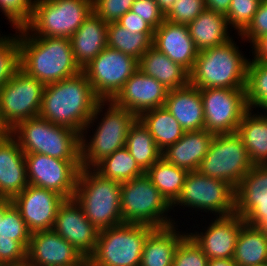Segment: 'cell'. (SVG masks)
I'll return each instance as SVG.
<instances>
[{"instance_id":"cell-30","label":"cell","mask_w":267,"mask_h":266,"mask_svg":"<svg viewBox=\"0 0 267 266\" xmlns=\"http://www.w3.org/2000/svg\"><path fill=\"white\" fill-rule=\"evenodd\" d=\"M235 190V214L241 218L254 206L267 205V164L254 165Z\"/></svg>"},{"instance_id":"cell-60","label":"cell","mask_w":267,"mask_h":266,"mask_svg":"<svg viewBox=\"0 0 267 266\" xmlns=\"http://www.w3.org/2000/svg\"><path fill=\"white\" fill-rule=\"evenodd\" d=\"M265 111V112H264ZM262 112H264L265 114H267L266 112H267V107L262 111Z\"/></svg>"},{"instance_id":"cell-23","label":"cell","mask_w":267,"mask_h":266,"mask_svg":"<svg viewBox=\"0 0 267 266\" xmlns=\"http://www.w3.org/2000/svg\"><path fill=\"white\" fill-rule=\"evenodd\" d=\"M164 107L179 122L185 132L205 129L200 89L190 83L181 88L168 90Z\"/></svg>"},{"instance_id":"cell-47","label":"cell","mask_w":267,"mask_h":266,"mask_svg":"<svg viewBox=\"0 0 267 266\" xmlns=\"http://www.w3.org/2000/svg\"><path fill=\"white\" fill-rule=\"evenodd\" d=\"M131 11L144 19L154 29H157L165 20V16L155 0H135Z\"/></svg>"},{"instance_id":"cell-13","label":"cell","mask_w":267,"mask_h":266,"mask_svg":"<svg viewBox=\"0 0 267 266\" xmlns=\"http://www.w3.org/2000/svg\"><path fill=\"white\" fill-rule=\"evenodd\" d=\"M44 87L20 69L0 89V114L10 130L23 120L39 116Z\"/></svg>"},{"instance_id":"cell-40","label":"cell","mask_w":267,"mask_h":266,"mask_svg":"<svg viewBox=\"0 0 267 266\" xmlns=\"http://www.w3.org/2000/svg\"><path fill=\"white\" fill-rule=\"evenodd\" d=\"M262 0H232L225 15L229 26L240 35L250 24Z\"/></svg>"},{"instance_id":"cell-32","label":"cell","mask_w":267,"mask_h":266,"mask_svg":"<svg viewBox=\"0 0 267 266\" xmlns=\"http://www.w3.org/2000/svg\"><path fill=\"white\" fill-rule=\"evenodd\" d=\"M138 119L148 129L161 151L176 143L185 133L179 122L164 106L146 111Z\"/></svg>"},{"instance_id":"cell-11","label":"cell","mask_w":267,"mask_h":266,"mask_svg":"<svg viewBox=\"0 0 267 266\" xmlns=\"http://www.w3.org/2000/svg\"><path fill=\"white\" fill-rule=\"evenodd\" d=\"M235 192L228 182L207 177L197 170L188 171L181 193L171 205V210L179 205L184 209L210 211L216 217L230 216L235 214Z\"/></svg>"},{"instance_id":"cell-24","label":"cell","mask_w":267,"mask_h":266,"mask_svg":"<svg viewBox=\"0 0 267 266\" xmlns=\"http://www.w3.org/2000/svg\"><path fill=\"white\" fill-rule=\"evenodd\" d=\"M107 26L93 11L70 37L74 59L85 68L107 47Z\"/></svg>"},{"instance_id":"cell-17","label":"cell","mask_w":267,"mask_h":266,"mask_svg":"<svg viewBox=\"0 0 267 266\" xmlns=\"http://www.w3.org/2000/svg\"><path fill=\"white\" fill-rule=\"evenodd\" d=\"M53 230L86 258L94 252L100 231L74 198L65 199L59 206Z\"/></svg>"},{"instance_id":"cell-57","label":"cell","mask_w":267,"mask_h":266,"mask_svg":"<svg viewBox=\"0 0 267 266\" xmlns=\"http://www.w3.org/2000/svg\"><path fill=\"white\" fill-rule=\"evenodd\" d=\"M6 37H7V35L1 36V34H0V42H2Z\"/></svg>"},{"instance_id":"cell-20","label":"cell","mask_w":267,"mask_h":266,"mask_svg":"<svg viewBox=\"0 0 267 266\" xmlns=\"http://www.w3.org/2000/svg\"><path fill=\"white\" fill-rule=\"evenodd\" d=\"M212 220L204 232L188 234L201 247L208 260L233 258L238 234L245 221L237 214Z\"/></svg>"},{"instance_id":"cell-26","label":"cell","mask_w":267,"mask_h":266,"mask_svg":"<svg viewBox=\"0 0 267 266\" xmlns=\"http://www.w3.org/2000/svg\"><path fill=\"white\" fill-rule=\"evenodd\" d=\"M177 226L174 224L155 228L148 235L142 251L140 266H172L176 248L188 234L177 231Z\"/></svg>"},{"instance_id":"cell-48","label":"cell","mask_w":267,"mask_h":266,"mask_svg":"<svg viewBox=\"0 0 267 266\" xmlns=\"http://www.w3.org/2000/svg\"><path fill=\"white\" fill-rule=\"evenodd\" d=\"M116 23L136 33H154L155 31L150 24L131 10L120 17Z\"/></svg>"},{"instance_id":"cell-22","label":"cell","mask_w":267,"mask_h":266,"mask_svg":"<svg viewBox=\"0 0 267 266\" xmlns=\"http://www.w3.org/2000/svg\"><path fill=\"white\" fill-rule=\"evenodd\" d=\"M28 185L25 153L11 134L0 137V199L12 200Z\"/></svg>"},{"instance_id":"cell-36","label":"cell","mask_w":267,"mask_h":266,"mask_svg":"<svg viewBox=\"0 0 267 266\" xmlns=\"http://www.w3.org/2000/svg\"><path fill=\"white\" fill-rule=\"evenodd\" d=\"M94 169L103 177L119 183L145 174V171L138 165L126 147L105 157Z\"/></svg>"},{"instance_id":"cell-56","label":"cell","mask_w":267,"mask_h":266,"mask_svg":"<svg viewBox=\"0 0 267 266\" xmlns=\"http://www.w3.org/2000/svg\"><path fill=\"white\" fill-rule=\"evenodd\" d=\"M0 217H3V199H0Z\"/></svg>"},{"instance_id":"cell-4","label":"cell","mask_w":267,"mask_h":266,"mask_svg":"<svg viewBox=\"0 0 267 266\" xmlns=\"http://www.w3.org/2000/svg\"><path fill=\"white\" fill-rule=\"evenodd\" d=\"M120 196L121 183L103 177L94 168L79 170L73 198L99 230L123 223Z\"/></svg>"},{"instance_id":"cell-45","label":"cell","mask_w":267,"mask_h":266,"mask_svg":"<svg viewBox=\"0 0 267 266\" xmlns=\"http://www.w3.org/2000/svg\"><path fill=\"white\" fill-rule=\"evenodd\" d=\"M27 249L19 242L9 237L0 236V262L8 266L26 264Z\"/></svg>"},{"instance_id":"cell-43","label":"cell","mask_w":267,"mask_h":266,"mask_svg":"<svg viewBox=\"0 0 267 266\" xmlns=\"http://www.w3.org/2000/svg\"><path fill=\"white\" fill-rule=\"evenodd\" d=\"M35 0H0V10L12 28L23 27L31 18Z\"/></svg>"},{"instance_id":"cell-49","label":"cell","mask_w":267,"mask_h":266,"mask_svg":"<svg viewBox=\"0 0 267 266\" xmlns=\"http://www.w3.org/2000/svg\"><path fill=\"white\" fill-rule=\"evenodd\" d=\"M243 220L249 225L260 227L267 235V205L254 206Z\"/></svg>"},{"instance_id":"cell-31","label":"cell","mask_w":267,"mask_h":266,"mask_svg":"<svg viewBox=\"0 0 267 266\" xmlns=\"http://www.w3.org/2000/svg\"><path fill=\"white\" fill-rule=\"evenodd\" d=\"M233 261L237 266L267 263V235L257 226L245 223L238 234Z\"/></svg>"},{"instance_id":"cell-28","label":"cell","mask_w":267,"mask_h":266,"mask_svg":"<svg viewBox=\"0 0 267 266\" xmlns=\"http://www.w3.org/2000/svg\"><path fill=\"white\" fill-rule=\"evenodd\" d=\"M187 27L198 51L223 45L232 39L226 16L208 9L188 23Z\"/></svg>"},{"instance_id":"cell-9","label":"cell","mask_w":267,"mask_h":266,"mask_svg":"<svg viewBox=\"0 0 267 266\" xmlns=\"http://www.w3.org/2000/svg\"><path fill=\"white\" fill-rule=\"evenodd\" d=\"M106 106L108 108L104 115L101 114V122L97 123L90 139L87 141V135H81L82 168H94L105 157L126 147L130 127L138 119L131 111L116 106L111 100L106 101Z\"/></svg>"},{"instance_id":"cell-37","label":"cell","mask_w":267,"mask_h":266,"mask_svg":"<svg viewBox=\"0 0 267 266\" xmlns=\"http://www.w3.org/2000/svg\"><path fill=\"white\" fill-rule=\"evenodd\" d=\"M246 101L250 109L264 110L267 107V63L249 59Z\"/></svg>"},{"instance_id":"cell-15","label":"cell","mask_w":267,"mask_h":266,"mask_svg":"<svg viewBox=\"0 0 267 266\" xmlns=\"http://www.w3.org/2000/svg\"><path fill=\"white\" fill-rule=\"evenodd\" d=\"M25 161L29 185L55 191L65 199L74 197L81 160H60L30 153L25 154Z\"/></svg>"},{"instance_id":"cell-27","label":"cell","mask_w":267,"mask_h":266,"mask_svg":"<svg viewBox=\"0 0 267 266\" xmlns=\"http://www.w3.org/2000/svg\"><path fill=\"white\" fill-rule=\"evenodd\" d=\"M138 69L168 90L189 84V72L153 46L138 60Z\"/></svg>"},{"instance_id":"cell-18","label":"cell","mask_w":267,"mask_h":266,"mask_svg":"<svg viewBox=\"0 0 267 266\" xmlns=\"http://www.w3.org/2000/svg\"><path fill=\"white\" fill-rule=\"evenodd\" d=\"M85 259L53 229L31 233L27 249L28 266H73Z\"/></svg>"},{"instance_id":"cell-44","label":"cell","mask_w":267,"mask_h":266,"mask_svg":"<svg viewBox=\"0 0 267 266\" xmlns=\"http://www.w3.org/2000/svg\"><path fill=\"white\" fill-rule=\"evenodd\" d=\"M135 0H92L93 12L106 23L116 22L131 10Z\"/></svg>"},{"instance_id":"cell-34","label":"cell","mask_w":267,"mask_h":266,"mask_svg":"<svg viewBox=\"0 0 267 266\" xmlns=\"http://www.w3.org/2000/svg\"><path fill=\"white\" fill-rule=\"evenodd\" d=\"M154 33H136L116 22L108 23L107 46L139 60L152 46Z\"/></svg>"},{"instance_id":"cell-14","label":"cell","mask_w":267,"mask_h":266,"mask_svg":"<svg viewBox=\"0 0 267 266\" xmlns=\"http://www.w3.org/2000/svg\"><path fill=\"white\" fill-rule=\"evenodd\" d=\"M205 130L216 134L236 133L243 115L249 109L246 89H200Z\"/></svg>"},{"instance_id":"cell-35","label":"cell","mask_w":267,"mask_h":266,"mask_svg":"<svg viewBox=\"0 0 267 266\" xmlns=\"http://www.w3.org/2000/svg\"><path fill=\"white\" fill-rule=\"evenodd\" d=\"M126 148L145 172L162 157V151L139 119L130 127Z\"/></svg>"},{"instance_id":"cell-38","label":"cell","mask_w":267,"mask_h":266,"mask_svg":"<svg viewBox=\"0 0 267 266\" xmlns=\"http://www.w3.org/2000/svg\"><path fill=\"white\" fill-rule=\"evenodd\" d=\"M0 236L19 241L28 249L31 232L28 230L19 210L9 199H3V217H0Z\"/></svg>"},{"instance_id":"cell-59","label":"cell","mask_w":267,"mask_h":266,"mask_svg":"<svg viewBox=\"0 0 267 266\" xmlns=\"http://www.w3.org/2000/svg\"><path fill=\"white\" fill-rule=\"evenodd\" d=\"M0 266H8V265L0 262Z\"/></svg>"},{"instance_id":"cell-10","label":"cell","mask_w":267,"mask_h":266,"mask_svg":"<svg viewBox=\"0 0 267 266\" xmlns=\"http://www.w3.org/2000/svg\"><path fill=\"white\" fill-rule=\"evenodd\" d=\"M253 166L242 138L237 133L216 134L197 171L207 177L228 182L236 189Z\"/></svg>"},{"instance_id":"cell-42","label":"cell","mask_w":267,"mask_h":266,"mask_svg":"<svg viewBox=\"0 0 267 266\" xmlns=\"http://www.w3.org/2000/svg\"><path fill=\"white\" fill-rule=\"evenodd\" d=\"M206 9L204 0H176L165 20L176 24H188Z\"/></svg>"},{"instance_id":"cell-55","label":"cell","mask_w":267,"mask_h":266,"mask_svg":"<svg viewBox=\"0 0 267 266\" xmlns=\"http://www.w3.org/2000/svg\"><path fill=\"white\" fill-rule=\"evenodd\" d=\"M73 266H90L88 258H86L81 264H76Z\"/></svg>"},{"instance_id":"cell-50","label":"cell","mask_w":267,"mask_h":266,"mask_svg":"<svg viewBox=\"0 0 267 266\" xmlns=\"http://www.w3.org/2000/svg\"><path fill=\"white\" fill-rule=\"evenodd\" d=\"M252 53L254 54L252 60L267 63V35L259 37L252 44ZM254 49V51H253Z\"/></svg>"},{"instance_id":"cell-39","label":"cell","mask_w":267,"mask_h":266,"mask_svg":"<svg viewBox=\"0 0 267 266\" xmlns=\"http://www.w3.org/2000/svg\"><path fill=\"white\" fill-rule=\"evenodd\" d=\"M13 36L0 42V89L21 69V49L18 28Z\"/></svg>"},{"instance_id":"cell-2","label":"cell","mask_w":267,"mask_h":266,"mask_svg":"<svg viewBox=\"0 0 267 266\" xmlns=\"http://www.w3.org/2000/svg\"><path fill=\"white\" fill-rule=\"evenodd\" d=\"M21 69L44 85L79 74L70 38L37 37L24 27L18 28Z\"/></svg>"},{"instance_id":"cell-52","label":"cell","mask_w":267,"mask_h":266,"mask_svg":"<svg viewBox=\"0 0 267 266\" xmlns=\"http://www.w3.org/2000/svg\"><path fill=\"white\" fill-rule=\"evenodd\" d=\"M207 266H237V264L231 259H212L208 261Z\"/></svg>"},{"instance_id":"cell-46","label":"cell","mask_w":267,"mask_h":266,"mask_svg":"<svg viewBox=\"0 0 267 266\" xmlns=\"http://www.w3.org/2000/svg\"><path fill=\"white\" fill-rule=\"evenodd\" d=\"M267 35V0H262L247 28L239 35L252 45L259 37Z\"/></svg>"},{"instance_id":"cell-12","label":"cell","mask_w":267,"mask_h":266,"mask_svg":"<svg viewBox=\"0 0 267 266\" xmlns=\"http://www.w3.org/2000/svg\"><path fill=\"white\" fill-rule=\"evenodd\" d=\"M137 70V59L108 46L82 69L101 101L112 100Z\"/></svg>"},{"instance_id":"cell-3","label":"cell","mask_w":267,"mask_h":266,"mask_svg":"<svg viewBox=\"0 0 267 266\" xmlns=\"http://www.w3.org/2000/svg\"><path fill=\"white\" fill-rule=\"evenodd\" d=\"M248 62L232 38L223 45L198 52L189 83L199 89H246Z\"/></svg>"},{"instance_id":"cell-29","label":"cell","mask_w":267,"mask_h":266,"mask_svg":"<svg viewBox=\"0 0 267 266\" xmlns=\"http://www.w3.org/2000/svg\"><path fill=\"white\" fill-rule=\"evenodd\" d=\"M252 111L249 108L245 112L236 133L242 138L251 162L267 164V114Z\"/></svg>"},{"instance_id":"cell-54","label":"cell","mask_w":267,"mask_h":266,"mask_svg":"<svg viewBox=\"0 0 267 266\" xmlns=\"http://www.w3.org/2000/svg\"><path fill=\"white\" fill-rule=\"evenodd\" d=\"M11 134V130L5 125L0 114V137Z\"/></svg>"},{"instance_id":"cell-33","label":"cell","mask_w":267,"mask_h":266,"mask_svg":"<svg viewBox=\"0 0 267 266\" xmlns=\"http://www.w3.org/2000/svg\"><path fill=\"white\" fill-rule=\"evenodd\" d=\"M187 173L186 169L172 165L162 157L145 172L170 205L180 195Z\"/></svg>"},{"instance_id":"cell-19","label":"cell","mask_w":267,"mask_h":266,"mask_svg":"<svg viewBox=\"0 0 267 266\" xmlns=\"http://www.w3.org/2000/svg\"><path fill=\"white\" fill-rule=\"evenodd\" d=\"M167 93L168 89L160 82L138 69L111 101L139 117L146 111L163 107Z\"/></svg>"},{"instance_id":"cell-25","label":"cell","mask_w":267,"mask_h":266,"mask_svg":"<svg viewBox=\"0 0 267 266\" xmlns=\"http://www.w3.org/2000/svg\"><path fill=\"white\" fill-rule=\"evenodd\" d=\"M213 137L214 134L205 129L186 131L182 138L162 151V158L187 171H196Z\"/></svg>"},{"instance_id":"cell-41","label":"cell","mask_w":267,"mask_h":266,"mask_svg":"<svg viewBox=\"0 0 267 266\" xmlns=\"http://www.w3.org/2000/svg\"><path fill=\"white\" fill-rule=\"evenodd\" d=\"M208 261L201 247L187 234L176 248L172 266H207Z\"/></svg>"},{"instance_id":"cell-6","label":"cell","mask_w":267,"mask_h":266,"mask_svg":"<svg viewBox=\"0 0 267 266\" xmlns=\"http://www.w3.org/2000/svg\"><path fill=\"white\" fill-rule=\"evenodd\" d=\"M154 227L122 223L99 231L90 266H140L142 251Z\"/></svg>"},{"instance_id":"cell-5","label":"cell","mask_w":267,"mask_h":266,"mask_svg":"<svg viewBox=\"0 0 267 266\" xmlns=\"http://www.w3.org/2000/svg\"><path fill=\"white\" fill-rule=\"evenodd\" d=\"M11 135L25 154L38 153L60 160H81V135L41 117L19 122Z\"/></svg>"},{"instance_id":"cell-21","label":"cell","mask_w":267,"mask_h":266,"mask_svg":"<svg viewBox=\"0 0 267 266\" xmlns=\"http://www.w3.org/2000/svg\"><path fill=\"white\" fill-rule=\"evenodd\" d=\"M152 46L181 65L189 73L195 65L199 52L189 35L186 24H176L166 20L155 29Z\"/></svg>"},{"instance_id":"cell-53","label":"cell","mask_w":267,"mask_h":266,"mask_svg":"<svg viewBox=\"0 0 267 266\" xmlns=\"http://www.w3.org/2000/svg\"><path fill=\"white\" fill-rule=\"evenodd\" d=\"M164 16L171 10L176 0H155Z\"/></svg>"},{"instance_id":"cell-8","label":"cell","mask_w":267,"mask_h":266,"mask_svg":"<svg viewBox=\"0 0 267 266\" xmlns=\"http://www.w3.org/2000/svg\"><path fill=\"white\" fill-rule=\"evenodd\" d=\"M92 11V0H35L23 27L37 37L70 38Z\"/></svg>"},{"instance_id":"cell-51","label":"cell","mask_w":267,"mask_h":266,"mask_svg":"<svg viewBox=\"0 0 267 266\" xmlns=\"http://www.w3.org/2000/svg\"><path fill=\"white\" fill-rule=\"evenodd\" d=\"M206 9L226 15L232 0H204Z\"/></svg>"},{"instance_id":"cell-16","label":"cell","mask_w":267,"mask_h":266,"mask_svg":"<svg viewBox=\"0 0 267 266\" xmlns=\"http://www.w3.org/2000/svg\"><path fill=\"white\" fill-rule=\"evenodd\" d=\"M31 233L52 230L65 198L55 191L28 185L12 200Z\"/></svg>"},{"instance_id":"cell-58","label":"cell","mask_w":267,"mask_h":266,"mask_svg":"<svg viewBox=\"0 0 267 266\" xmlns=\"http://www.w3.org/2000/svg\"><path fill=\"white\" fill-rule=\"evenodd\" d=\"M256 266H267V263L261 264V265H256Z\"/></svg>"},{"instance_id":"cell-7","label":"cell","mask_w":267,"mask_h":266,"mask_svg":"<svg viewBox=\"0 0 267 266\" xmlns=\"http://www.w3.org/2000/svg\"><path fill=\"white\" fill-rule=\"evenodd\" d=\"M120 198L123 223L149 225L154 228L176 224L168 216L171 205L146 174L121 183Z\"/></svg>"},{"instance_id":"cell-1","label":"cell","mask_w":267,"mask_h":266,"mask_svg":"<svg viewBox=\"0 0 267 266\" xmlns=\"http://www.w3.org/2000/svg\"><path fill=\"white\" fill-rule=\"evenodd\" d=\"M105 105L106 101L95 95L86 74L81 71L45 85L39 117L86 135L103 113Z\"/></svg>"}]
</instances>
